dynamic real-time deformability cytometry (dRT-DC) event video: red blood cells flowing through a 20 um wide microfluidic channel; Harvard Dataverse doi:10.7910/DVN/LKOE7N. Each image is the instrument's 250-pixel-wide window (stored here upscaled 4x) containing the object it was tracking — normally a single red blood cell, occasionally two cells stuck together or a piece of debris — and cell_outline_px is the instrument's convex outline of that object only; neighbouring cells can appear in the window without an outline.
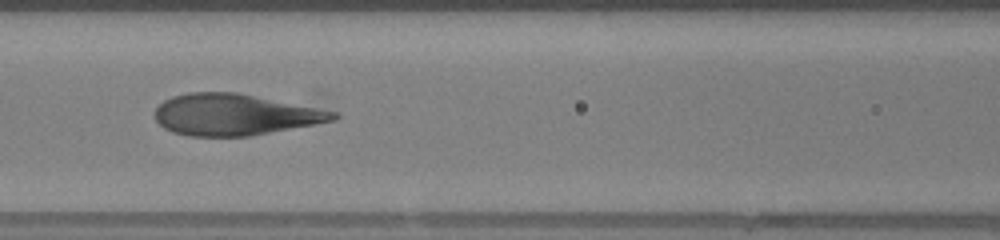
{"species": "human", "species_latin": "Homo sapiens", "temperature_condition": "warm", "stored_images_in_passage": 39, "camera_frame_rate_fps": 3000, "um_per_image_px": 0.085, "donor": {"sex": "female"}, "frame": {"image": 1, "passage_image": 17, "time_ms": 5.333, "image_size_px": [1000, 240], "cell_outline_px": [[340, 116], [332, 120], [312, 124], [248, 136], [188, 136], [172, 132], [164, 128], [156, 120], [156, 108], [164, 100], [172, 96], [188, 92], [236, 92], [336, 112]], "centroid_in_image_um": [19.87, 9.74], "position_along_channel_um": 146.7, "area_um2": 42.25}}